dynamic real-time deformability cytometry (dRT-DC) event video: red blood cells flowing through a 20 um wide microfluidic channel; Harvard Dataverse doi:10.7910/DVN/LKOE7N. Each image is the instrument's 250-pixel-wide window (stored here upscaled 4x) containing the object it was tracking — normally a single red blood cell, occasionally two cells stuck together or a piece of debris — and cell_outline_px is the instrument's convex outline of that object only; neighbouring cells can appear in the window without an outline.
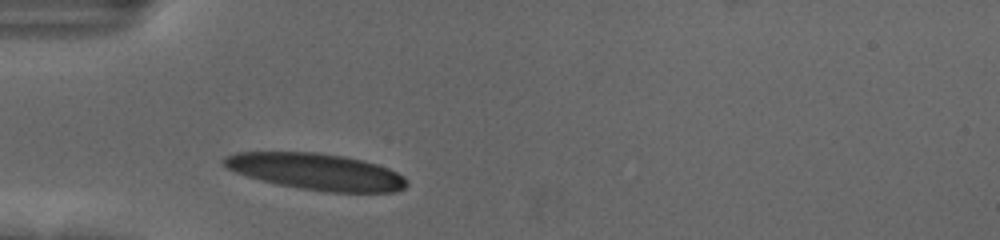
{"species": "human", "species_latin": "Homo sapiens", "temperature_condition": "cold", "stored_images_in_passage": 30, "camera_frame_rate_fps": 3000, "um_per_image_px": 0.085, "donor": {"sex": "female"}, "frame": {"image": 1, "passage_image": 1, "time_ms": 0.0, "image_size_px": [1000, 240], "cell_outline_px": [[408, 184], [404, 188], [396, 192], [328, 192], [300, 188], [260, 180], [236, 172], [228, 168], [220, 160], [224, 156], [236, 152], [316, 152], [344, 156], [376, 164], [388, 168], [404, 176], [408, 180]], "centroid_in_image_um": [26.88, 14.58], "position_along_channel_um": 58.1, "area_um2": 38.78}}
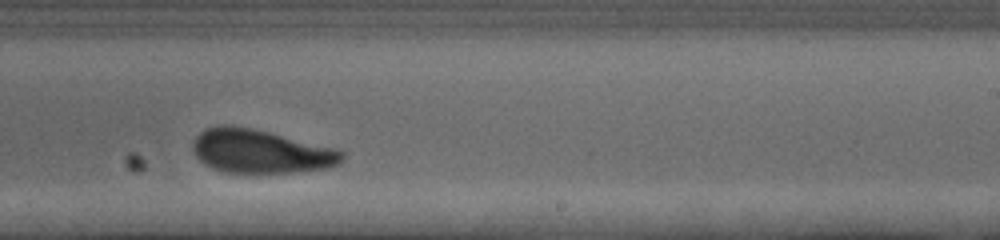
{"frame": {"image": 2, "passage_image": 19, "time_ms": 6.0, "image_size_px": [1000, 240], "cell_outline_px": [[344, 156], [340, 164], [328, 168], [288, 172], [224, 172], [212, 168], [200, 160], [196, 156], [192, 148], [192, 144], [196, 136], [204, 128], [220, 124], [232, 124], [268, 132], [336, 148], [344, 152]], "centroid_in_image_um": [22.13, 12.85], "position_along_channel_um": 266.9, "area_um2": 37.86}}
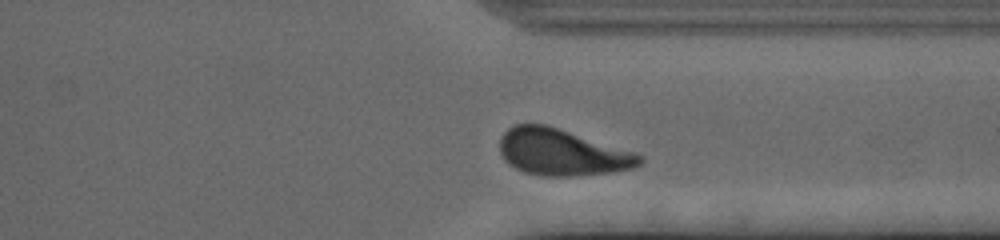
{"frame": {"image": 3, "passage_image": 27, "time_ms": 8.667, "image_size_px": [1000, 240], "cell_outline_px": [[644, 160], [640, 164], [632, 168], [612, 172], [572, 176], [544, 176], [524, 172], [508, 164], [504, 160], [500, 152], [500, 136], [508, 128], [516, 124], [544, 124], [632, 152], [644, 156]], "centroid_in_image_um": [47.71, 12.96], "position_along_channel_um": 363.7, "area_um2": 37.4}, "authors_computed_cell_mechanics": {"area_um2": 38.7838, "velocity_mm_per_s": 3.6043, "shape_relaxation_time_tau1_ms": 4.3329, "shape_relaxation_time_tau2_ms": 2.0063, "deformation_change_tau1": 0.1553, "deformation_change_tau2": 0.085}}